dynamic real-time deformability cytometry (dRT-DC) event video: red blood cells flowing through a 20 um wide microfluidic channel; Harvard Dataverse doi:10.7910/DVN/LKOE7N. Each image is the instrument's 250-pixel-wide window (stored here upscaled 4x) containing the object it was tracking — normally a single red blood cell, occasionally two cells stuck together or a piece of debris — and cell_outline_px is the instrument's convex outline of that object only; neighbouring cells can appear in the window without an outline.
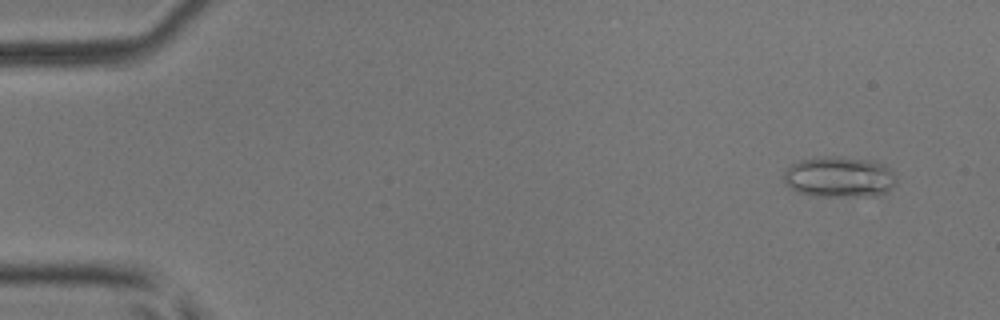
{"species": "common noctule bat (a hibernating species)", "species_latin": "Nyctalus noctula", "temperature_condition": "room temperature", "stored_images_in_passage": 53, "camera_frame_rate_fps": 3000, "um_per_image_px": 0.085, "animal": {"sex": "male", "body_mass_g": 17.9, "forearm_length_mm": 54.2}, "frame": {"image": 1, "passage_image": 4, "time_ms": 1.0, "image_size_px": [1000, 320], "cell_outline_px": [[896, 184], [888, 192], [876, 196], [812, 196], [796, 192], [784, 184], [784, 172], [792, 164], [800, 160], [824, 156], [840, 156], [872, 160], [884, 164], [892, 172], [896, 180]], "centroid_in_image_um": [71.34, 15.05], "position_along_channel_um": 13.7, "area_um2": 27.17}}
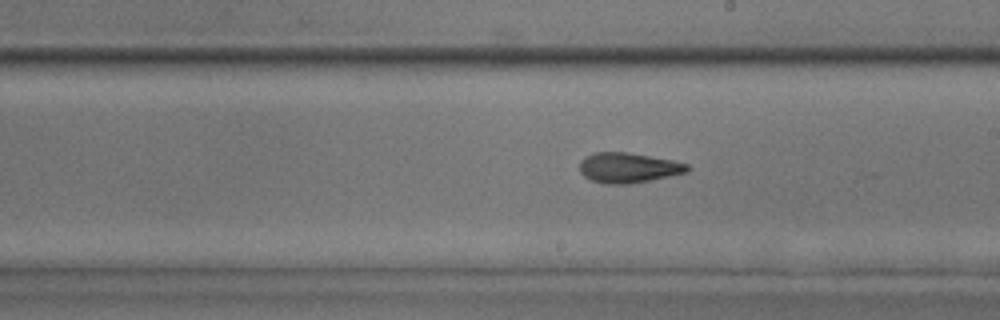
{"frame": {"image": 2, "passage_image": 31, "time_ms": 10.0, "image_size_px": [1000, 320], "cell_outline_px": [[688, 172], [628, 184], [604, 184], [592, 180], [584, 176], [580, 172], [580, 160], [584, 156], [592, 152], [628, 152], [672, 160], [688, 164]], "centroid_in_image_um": [53.35, 14.24], "position_along_channel_um": 235.6, "area_um2": 18.84}}
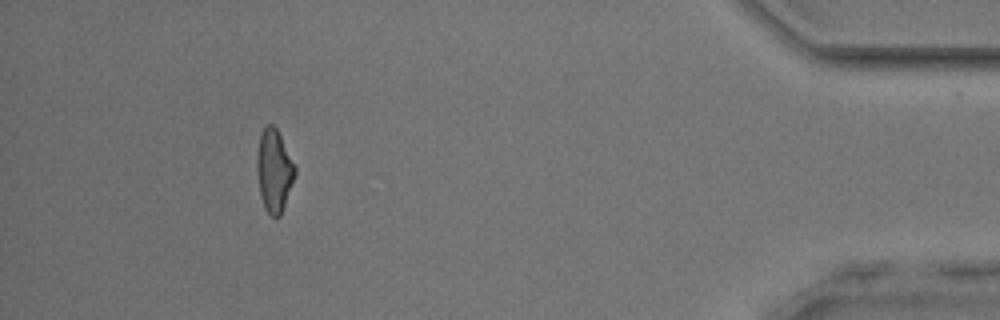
{"frame": {"image": 3, "passage_image": 49, "time_ms": 16.0, "image_size_px": [1000, 320], "cell_outline_px": [[296, 172], [280, 216], [272, 216], [264, 208], [260, 192], [256, 168], [256, 156], [260, 136], [264, 128], [268, 124], [272, 124], [276, 128], [296, 168]], "centroid_in_image_um": [23.28, 14.49], "position_along_channel_um": 411.9, "area_um2": 17.86}, "authors_computed_cell_mechanics": {"area_um2": 18.7272, "velocity_mm_per_s": 3.8926, "shape_relaxation_time_tau1_ms": 6.1966, "shape_relaxation_time_tau2_ms": 3.3642, "deformation_change_tau1": 0.1923, "deformation_change_tau2": 0.1351}}